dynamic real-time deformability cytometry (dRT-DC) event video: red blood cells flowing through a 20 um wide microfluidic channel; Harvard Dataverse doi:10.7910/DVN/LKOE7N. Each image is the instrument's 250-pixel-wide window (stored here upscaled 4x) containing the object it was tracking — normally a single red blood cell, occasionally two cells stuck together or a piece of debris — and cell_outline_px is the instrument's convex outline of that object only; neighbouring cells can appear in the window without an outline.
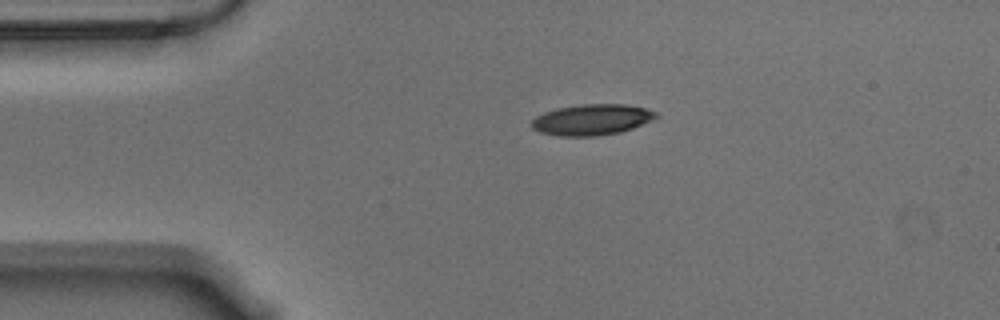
{"species": "Egyptian fruit bat (a non-hibernating species)", "species_latin": "Rousettus aegyptiacus", "temperature_condition": "warm", "stored_images_in_passage": 38, "camera_frame_rate_fps": 3000, "um_per_image_px": 0.085, "animal": {"sex": "male"}, "frame": {"image": 1, "passage_image": 1, "time_ms": 0.0, "image_size_px": [1000, 320], "cell_outline_px": [[660, 116], [652, 120], [632, 128], [620, 132], [596, 136], [560, 136], [540, 132], [532, 128], [532, 120], [536, 116], [544, 112], [556, 108], [584, 104], [624, 104], [644, 108], [656, 112]], "centroid_in_image_um": [50.3, 10.17], "position_along_channel_um": 34.7, "area_um2": 22.31}}
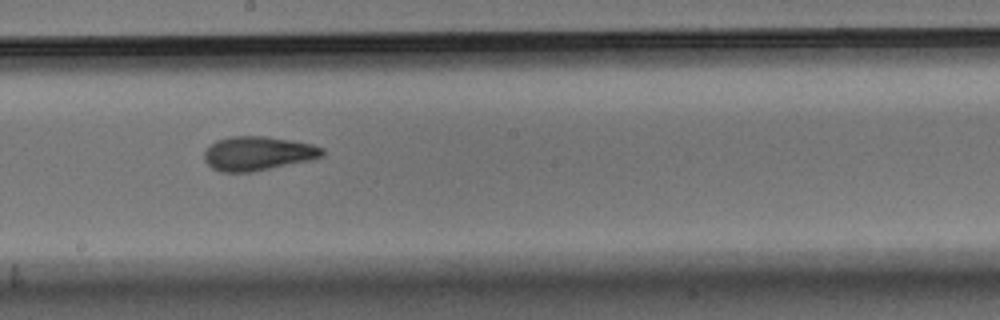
{"frame": {"image": 2, "passage_image": 20, "time_ms": 6.333, "image_size_px": [1000, 320], "cell_outline_px": [[324, 156], [308, 160], [252, 172], [220, 172], [212, 168], [204, 160], [204, 152], [216, 140], [232, 136], [264, 136], [312, 144], [324, 148]], "centroid_in_image_um": [21.9, 13.04], "position_along_channel_um": 226.3, "area_um2": 23.24}}
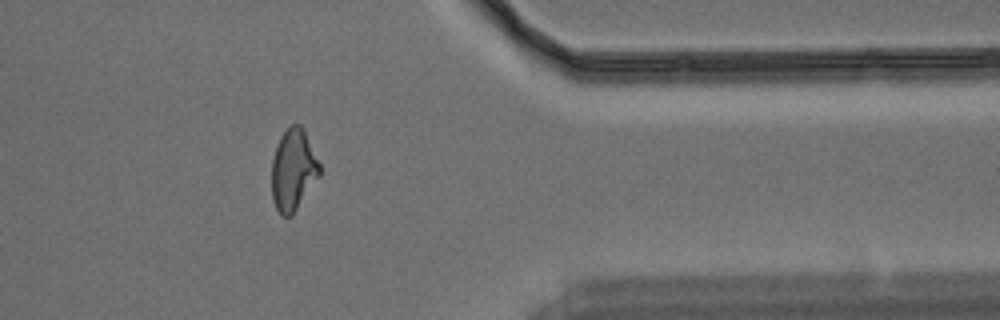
{"frame": {"image": 3, "passage_image": 35, "time_ms": 11.333, "image_size_px": [1000, 320], "cell_outline_px": [[320, 176], [292, 216], [280, 216], [272, 200], [272, 160], [276, 144], [280, 136], [292, 124], [300, 124], [304, 128], [320, 164]], "centroid_in_image_um": [24.93, 14.45], "position_along_channel_um": 386.5, "area_um2": 23.0}, "authors_computed_cell_mechanics": {"area_um2": 23.0622, "velocity_mm_per_s": 3.5594, "shape_relaxation_time_tau1_ms": 7.2427, "shape_relaxation_time_tau2_ms": 2.445, "deformation_change_tau1": 0.2101, "deformation_change_tau2": 0.0981}}